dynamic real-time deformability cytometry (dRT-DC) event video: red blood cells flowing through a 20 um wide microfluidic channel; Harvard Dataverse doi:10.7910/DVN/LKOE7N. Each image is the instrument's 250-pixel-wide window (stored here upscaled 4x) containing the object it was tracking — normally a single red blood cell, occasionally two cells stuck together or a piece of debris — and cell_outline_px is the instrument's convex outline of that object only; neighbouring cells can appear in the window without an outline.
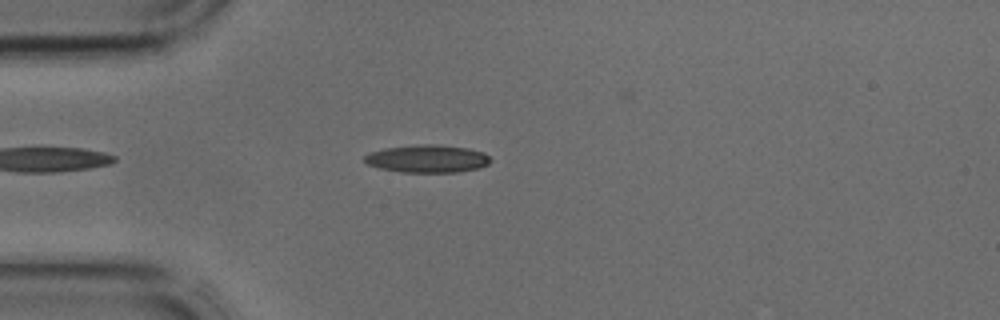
{"species": "common noctule bat (a hibernating species)", "species_latin": "Nyctalus noctula", "temperature_condition": "cold", "stored_images_in_passage": 32, "camera_frame_rate_fps": 3000, "um_per_image_px": 0.085, "animal": {"sex": "male", "body_mass_g": 17.9, "forearm_length_mm": 54.2}, "frame": {"image": 1, "passage_image": 5, "time_ms": 1.333, "image_size_px": [1000, 320], "cell_outline_px": [[492, 160], [488, 164], [480, 168], [456, 172], [400, 172], [380, 168], [368, 164], [364, 160], [364, 156], [368, 152], [384, 148], [416, 144], [436, 144], [468, 148], [484, 152]], "centroid_in_image_um": [36.32, 13.48], "position_along_channel_um": 48.7, "area_um2": 20.52}}
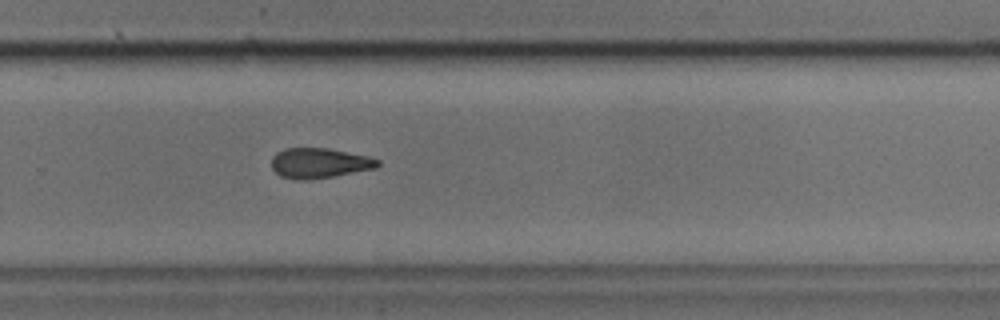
{"frame": {"image": 2, "passage_image": 22, "time_ms": 7.0, "image_size_px": [1000, 320], "cell_outline_px": [[380, 164], [376, 168], [332, 176], [304, 180], [296, 180], [280, 176], [272, 168], [272, 156], [276, 152], [284, 148], [328, 148], [368, 156], [380, 160]], "centroid_in_image_um": [27.13, 13.85], "position_along_channel_um": 302.7, "area_um2": 18.61}}